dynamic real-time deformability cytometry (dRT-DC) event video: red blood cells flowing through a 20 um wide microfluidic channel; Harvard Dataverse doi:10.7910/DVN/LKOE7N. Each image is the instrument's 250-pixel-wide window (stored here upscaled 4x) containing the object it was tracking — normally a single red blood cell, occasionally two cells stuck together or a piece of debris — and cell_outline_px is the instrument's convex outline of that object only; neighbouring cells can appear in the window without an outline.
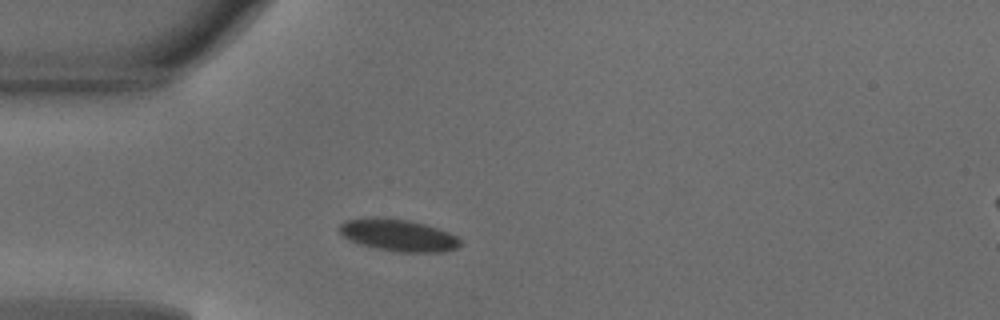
{"species": "common noctule bat (a hibernating species)", "species_latin": "Nyctalus noctula", "temperature_condition": "warm", "stored_images_in_passage": 36, "camera_frame_rate_fps": 3000, "um_per_image_px": 0.085, "animal": {"sex": "male", "body_mass_g": 18.8}, "frame": {"image": 1, "passage_image": 1, "time_ms": 0.0, "image_size_px": [1000, 320], "cell_outline_px": [[460, 244], [456, 248], [444, 252], [400, 252], [376, 248], [360, 244], [344, 236], [340, 232], [340, 224], [348, 220], [372, 216], [376, 216], [408, 220], [424, 224], [448, 232], [456, 236], [460, 240]], "centroid_in_image_um": [33.86, 19.98], "position_along_channel_um": 51.1, "area_um2": 22.31}}
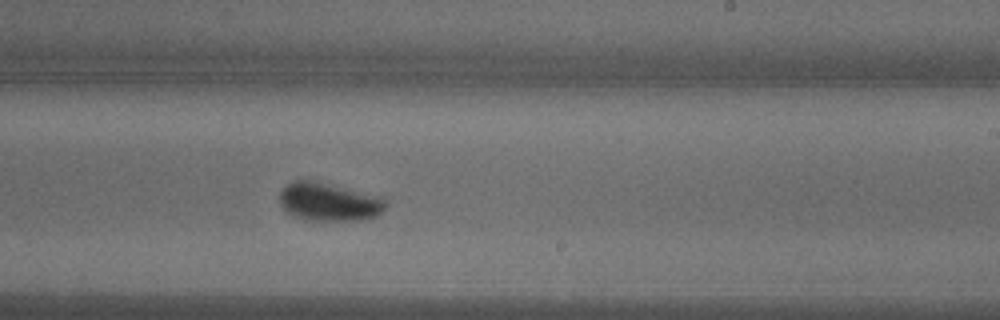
{"frame": {"image": 2, "passage_image": 17, "time_ms": 5.333, "image_size_px": [1000, 320], "cell_outline_px": [[388, 204], [376, 216], [364, 220], [304, 220], [292, 216], [280, 204], [280, 192], [292, 180], [308, 180], [388, 196]], "centroid_in_image_um": [28.03, 17.16], "position_along_channel_um": 261.0, "area_um2": 23.99}}
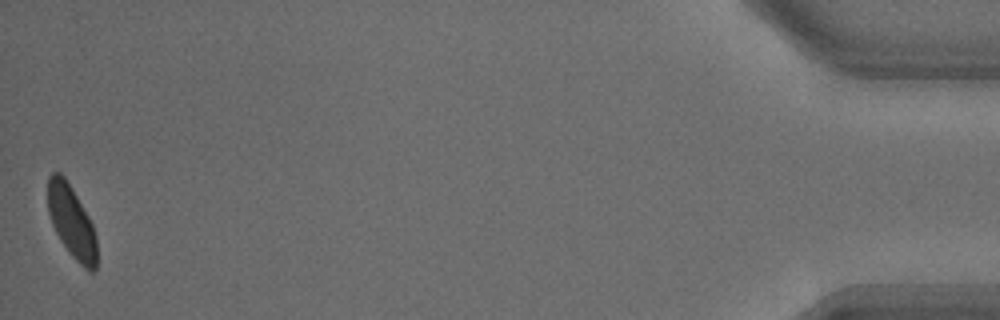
{"frame": {"image": 3, "passage_image": 36, "time_ms": 11.667, "image_size_px": [1000, 320], "cell_outline_px": [[96, 268], [92, 272], [88, 272], [68, 252], [60, 240], [52, 224], [48, 212], [48, 176], [52, 172], [60, 172], [64, 176], [72, 188], [88, 216], [92, 224], [96, 236]], "centroid_in_image_um": [6.07, 18.85], "position_along_channel_um": 429.1, "area_um2": 20.58}, "authors_computed_cell_mechanics": {"area_um2": 22.7154, "velocity_mm_per_s": 4.1191, "shape_relaxation_time_tau1_ms": 4.1367, "shape_relaxation_time_tau2_ms": null, "deformation_change_tau1": 0.1264, "deformation_change_tau2": null}}